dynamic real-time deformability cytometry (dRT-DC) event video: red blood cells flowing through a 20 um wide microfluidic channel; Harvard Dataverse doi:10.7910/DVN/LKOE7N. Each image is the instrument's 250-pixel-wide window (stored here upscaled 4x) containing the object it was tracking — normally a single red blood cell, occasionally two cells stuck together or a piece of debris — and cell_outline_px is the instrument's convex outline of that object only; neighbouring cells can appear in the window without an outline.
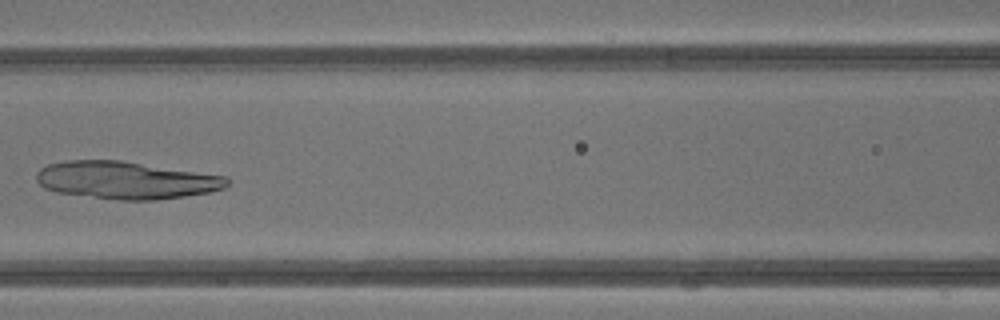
{"species": "common noctule bat (a hibernating species)", "species_latin": "Nyctalus noctula", "temperature_condition": "warm", "stored_images_in_passage": 43, "camera_frame_rate_fps": 3000, "um_per_image_px": 0.085, "animal": {"sex": "male", "body_mass_g": 13.3}, "frame": {"image": 1, "passage_image": 20, "time_ms": 6.333, "image_size_px": [1000, 320], "cell_outline_px": [[228, 184], [224, 188], [212, 192], [156, 200], [124, 200], [56, 192], [44, 188], [36, 180], [36, 172], [40, 168], [48, 164], [64, 160], [120, 160], [228, 176]], "centroid_in_image_um": [10.71, 15.3], "position_along_channel_um": 155.9, "area_um2": 41.73}}
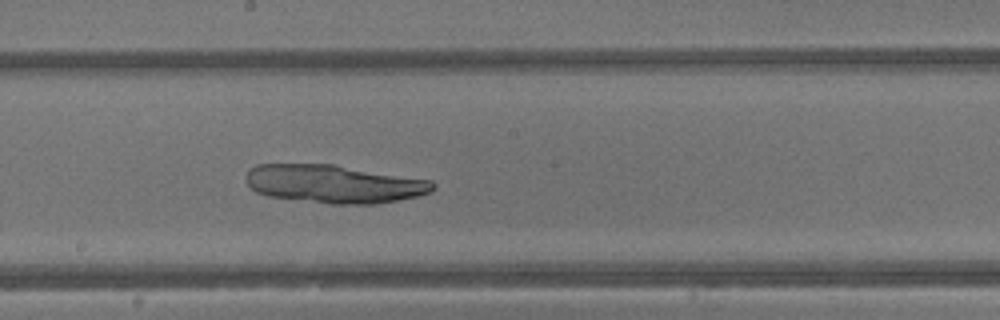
{"frame": {"image": 2, "passage_image": 24, "time_ms": 7.667, "image_size_px": [1000, 320], "cell_outline_px": [[436, 188], [432, 192], [416, 196], [376, 204], [332, 204], [268, 196], [256, 192], [248, 184], [244, 176], [248, 168], [256, 164], [332, 164], [432, 180], [436, 184]], "centroid_in_image_um": [28.38, 15.62], "position_along_channel_um": 219.8, "area_um2": 41.79}}
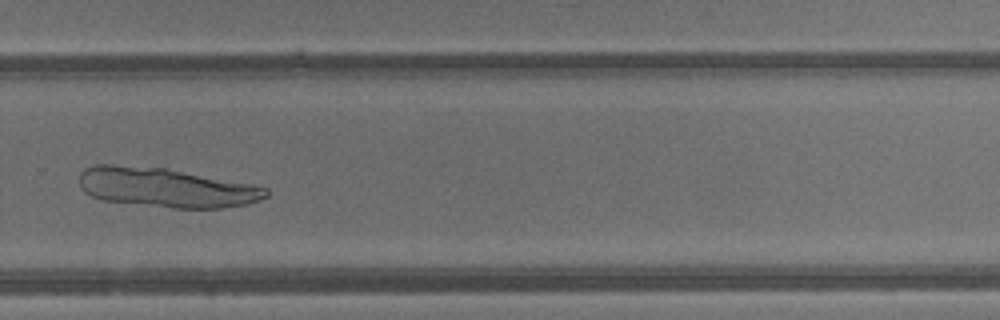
{"frame": {"image": 3, "passage_image": 30, "time_ms": 9.667, "image_size_px": [1000, 320], "cell_outline_px": [[268, 196], [260, 200], [248, 204], [220, 208], [172, 208], [100, 200], [84, 192], [80, 188], [80, 172], [84, 168], [92, 164], [112, 164], [164, 168], [252, 184], [268, 188]], "centroid_in_image_um": [14.08, 15.94], "position_along_channel_um": 315.7, "area_um2": 43.06}}